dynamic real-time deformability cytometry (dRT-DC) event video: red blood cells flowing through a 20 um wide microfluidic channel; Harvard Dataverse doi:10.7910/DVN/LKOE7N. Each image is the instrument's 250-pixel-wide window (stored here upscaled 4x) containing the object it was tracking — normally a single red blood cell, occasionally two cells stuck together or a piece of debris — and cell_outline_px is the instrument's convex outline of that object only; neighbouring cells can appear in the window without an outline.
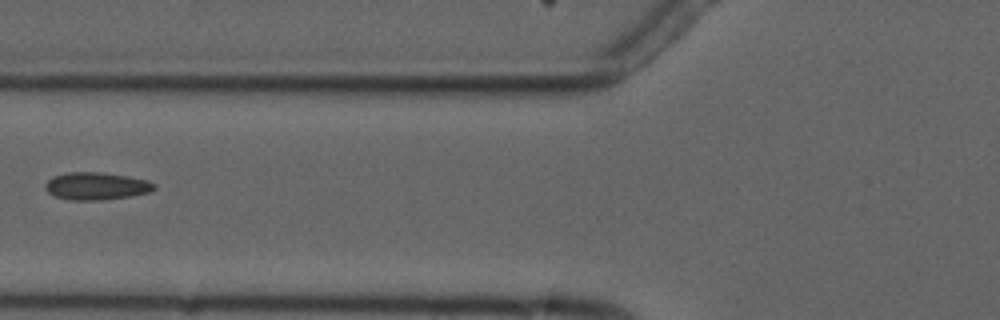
{"species": "common noctule bat (a hibernating species)", "species_latin": "Nyctalus noctula", "temperature_condition": "cold", "stored_images_in_passage": 8, "camera_frame_rate_fps": 3000, "um_per_image_px": 0.085, "animal": {"sex": "male", "forearm_length_mm": 52.5}, "frame": {"image": 1, "passage_image": 7, "time_ms": 7.0, "image_size_px": [1000, 320], "cell_outline_px": [[156, 188], [148, 192], [132, 196], [100, 200], [72, 200], [52, 196], [44, 188], [44, 184], [52, 176], [68, 172], [100, 172], [128, 176], [148, 180], [156, 184]], "centroid_in_image_um": [8.16, 15.81], "position_along_channel_um": 117.6, "area_um2": 17.63}}
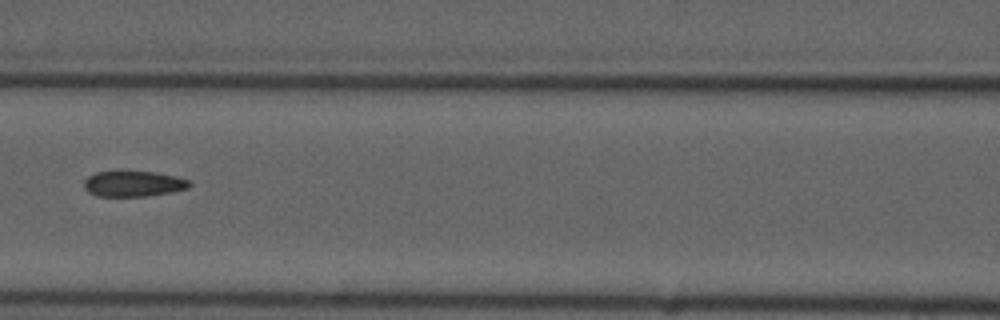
{"frame": {"image": 2, "passage_image": 8, "time_ms": 8.0, "image_size_px": [1000, 320], "cell_outline_px": [[192, 184], [188, 188], [172, 192], [148, 196], [96, 196], [88, 192], [84, 188], [84, 180], [88, 176], [96, 172], [156, 172], [176, 176], [188, 180]], "centroid_in_image_um": [11.34, 15.63], "position_along_channel_um": 155.3, "area_um2": 15.72}}